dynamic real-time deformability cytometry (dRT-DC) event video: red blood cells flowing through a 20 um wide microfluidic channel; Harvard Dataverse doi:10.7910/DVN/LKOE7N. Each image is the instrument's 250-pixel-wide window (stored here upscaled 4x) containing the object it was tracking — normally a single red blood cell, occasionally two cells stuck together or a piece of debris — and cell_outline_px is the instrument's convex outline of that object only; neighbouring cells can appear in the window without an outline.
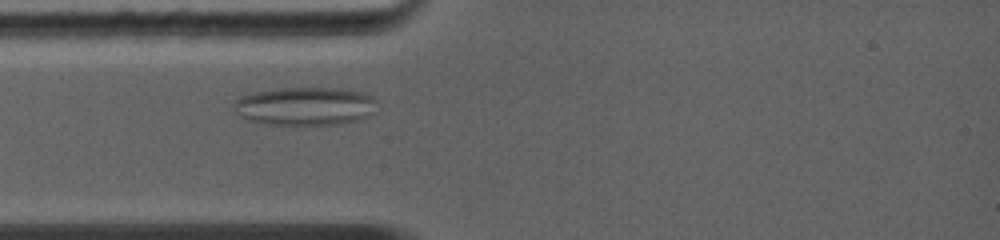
{"species": "common noctule bat (a hibernating species)", "species_latin": "Nyctalus noctula", "temperature_condition": "warm", "stored_images_in_passage": 3, "camera_frame_rate_fps": 5000, "um_per_image_px": 0.085, "animal": {"sex": "female", "body_mass_g": 19.0, "forearm_length_mm": 56.7}, "frame": {"image": 1, "passage_image": 2, "time_ms": 1.0, "image_size_px": [1000, 240], "cell_outline_px": [[376, 100], [368, 116], [356, 120], [336, 124], [268, 124], [248, 120], [240, 116], [232, 104], [240, 96], [256, 92], [280, 88], [352, 88], [372, 96]], "centroid_in_image_um": [25.92, 9.0], "position_along_channel_um": 59.1, "area_um2": 31.67}}
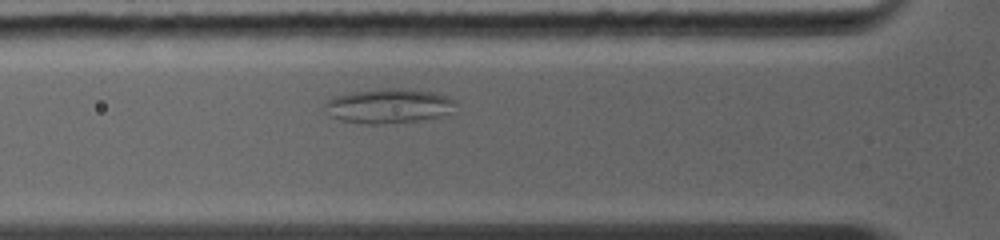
{"frame": {"image": 2, "passage_image": 3, "time_ms": 1.8, "image_size_px": [1000, 240], "cell_outline_px": [[456, 104], [448, 116], [416, 120], [380, 124], [368, 124], [340, 120], [324, 112], [324, 104], [332, 96], [380, 88], [400, 88], [432, 92], [448, 96]], "centroid_in_image_um": [33.02, 9.0], "position_along_channel_um": 92.8, "area_um2": 26.36}}